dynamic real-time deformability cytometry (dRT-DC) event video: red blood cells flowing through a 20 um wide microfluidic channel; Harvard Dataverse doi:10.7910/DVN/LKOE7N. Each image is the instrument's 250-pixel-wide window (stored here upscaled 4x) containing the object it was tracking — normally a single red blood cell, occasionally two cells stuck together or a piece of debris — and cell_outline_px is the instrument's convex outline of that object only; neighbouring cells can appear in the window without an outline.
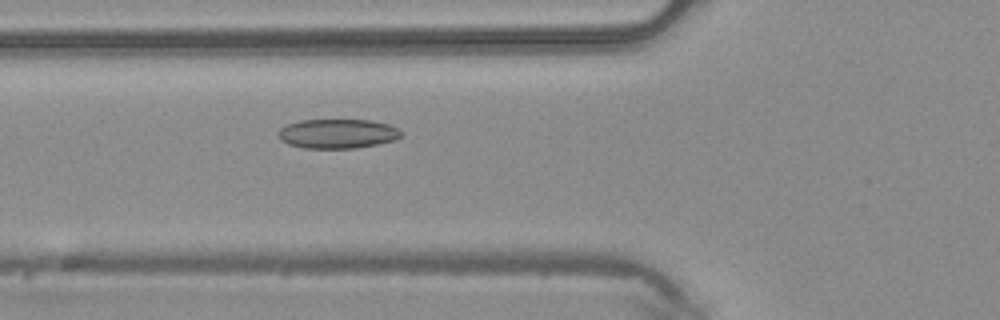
{"species": "common noctule bat (a hibernating species)", "species_latin": "Nyctalus noctula", "temperature_condition": "warm", "stored_images_in_passage": 34, "camera_frame_rate_fps": 3000, "um_per_image_px": 0.085, "animal": {"sex": "male", "body_mass_g": 20.4}, "frame": {"image": 1, "passage_image": 4, "time_ms": 1.0, "image_size_px": [1000, 320], "cell_outline_px": [[404, 132], [396, 140], [356, 148], [304, 148], [288, 144], [280, 140], [276, 132], [280, 128], [288, 124], [300, 120], [372, 120], [388, 124], [400, 128]], "centroid_in_image_um": [28.7, 11.36], "position_along_channel_um": 97.1, "area_um2": 21.27}}
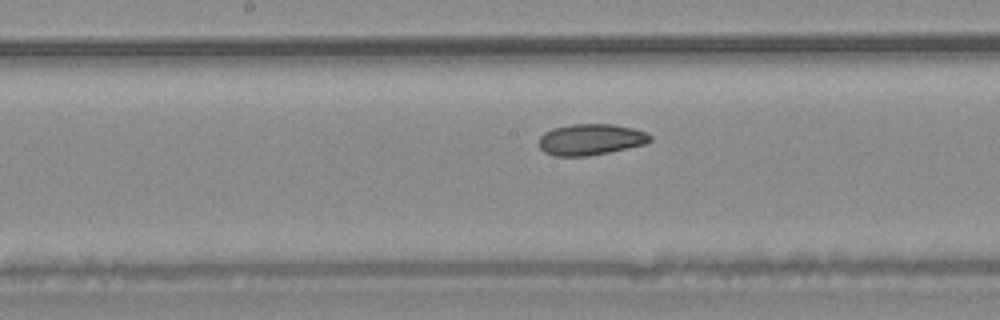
{"frame": {"image": 2, "passage_image": 11, "time_ms": 3.333, "image_size_px": [1000, 320], "cell_outline_px": [[652, 140], [644, 144], [628, 148], [588, 156], [556, 156], [544, 152], [540, 148], [540, 136], [544, 132], [552, 128], [572, 124], [612, 124], [632, 128], [644, 132], [652, 136]], "centroid_in_image_um": [50.19, 11.85], "position_along_channel_um": 198.0, "area_um2": 20.11}}
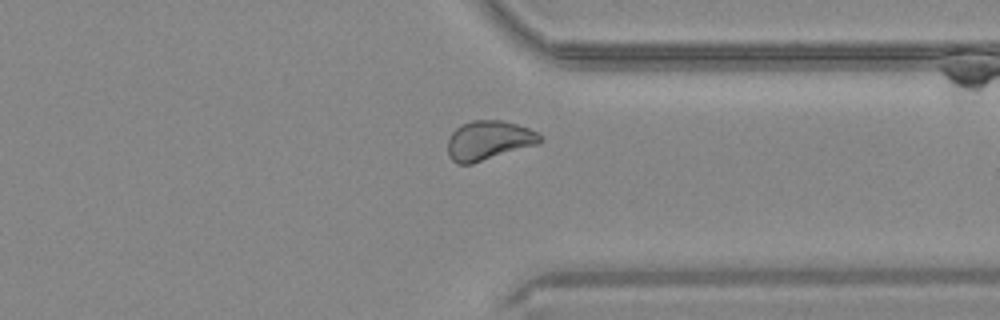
{"frame": {"image": 3, "passage_image": 23, "time_ms": 7.333, "image_size_px": [1000, 320], "cell_outline_px": [[544, 140], [540, 144], [472, 164], [456, 164], [448, 156], [448, 140], [452, 132], [460, 124], [472, 120], [500, 120], [516, 124], [528, 128], [544, 136]], "centroid_in_image_um": [41.56, 11.94], "position_along_channel_um": 369.8, "area_um2": 21.5}}